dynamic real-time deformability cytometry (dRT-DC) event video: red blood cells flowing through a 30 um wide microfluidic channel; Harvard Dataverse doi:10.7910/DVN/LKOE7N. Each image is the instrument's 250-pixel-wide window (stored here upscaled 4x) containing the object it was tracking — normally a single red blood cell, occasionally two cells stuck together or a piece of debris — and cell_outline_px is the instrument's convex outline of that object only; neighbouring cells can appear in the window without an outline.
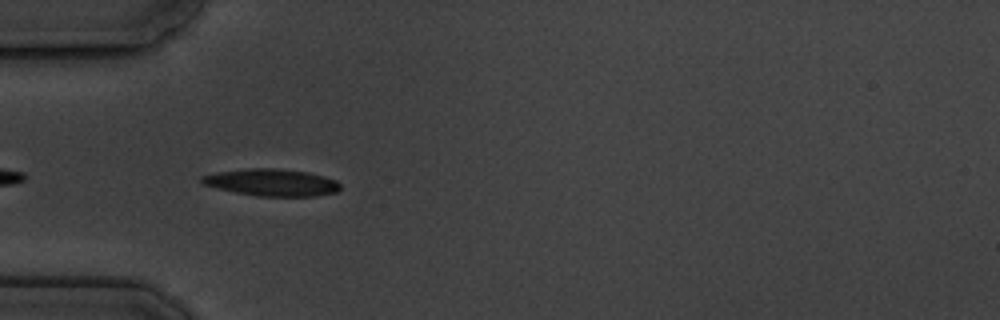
{"species": "common noctule bat (a hibernating species)", "species_latin": "Nyctalus noctula", "temperature_condition": "cold", "stored_images_in_passage": 2, "camera_frame_rate_fps": 3000, "um_per_image_px": 0.085, "animal": {"sex": "male", "body_mass_g": 19.5, "forearm_length_mm": 54.6}, "frame": {"image": 1, "passage_image": 1, "time_ms": 0.0, "image_size_px": [1000, 320], "cell_outline_px": [[340, 188], [336, 192], [316, 196], [256, 196], [216, 188], [204, 184], [200, 180], [200, 176], [216, 172], [248, 168], [276, 168], [308, 172], [324, 176], [336, 180], [340, 184]], "centroid_in_image_um": [23.09, 15.5], "position_along_channel_um": 61.9, "area_um2": 21.85}}